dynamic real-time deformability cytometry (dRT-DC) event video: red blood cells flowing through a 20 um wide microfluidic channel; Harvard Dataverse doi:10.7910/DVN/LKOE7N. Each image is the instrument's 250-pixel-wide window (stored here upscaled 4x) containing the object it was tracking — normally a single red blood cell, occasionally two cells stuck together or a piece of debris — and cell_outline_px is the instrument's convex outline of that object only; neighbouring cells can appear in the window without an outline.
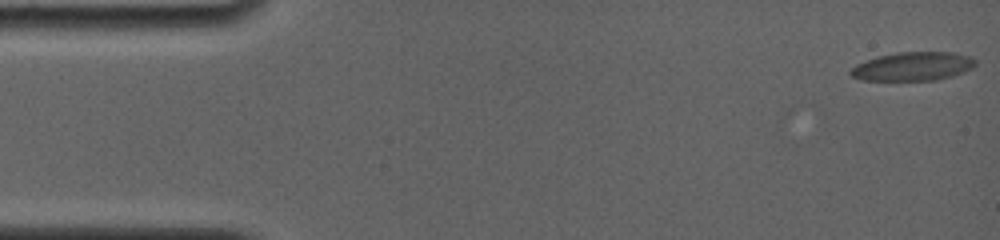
{"species": "common noctule bat (a hibernating species)", "species_latin": "Nyctalus noctula", "temperature_condition": "room temperature", "stored_images_in_passage": 24, "camera_frame_rate_fps": 4000, "um_per_image_px": 0.085, "animal": {"sex": "female", "body_mass_g": 19.0, "forearm_length_mm": 56.7}, "frame": {"image": 1, "passage_image": 1, "time_ms": 0.0, "image_size_px": [1000, 240], "cell_outline_px": [[976, 64], [960, 72], [936, 80], [860, 80], [852, 76], [848, 72], [856, 64], [880, 56], [896, 52], [952, 52], [968, 56], [976, 60]], "centroid_in_image_um": [77.54, 5.64], "position_along_channel_um": 7.5, "area_um2": 20.4}}
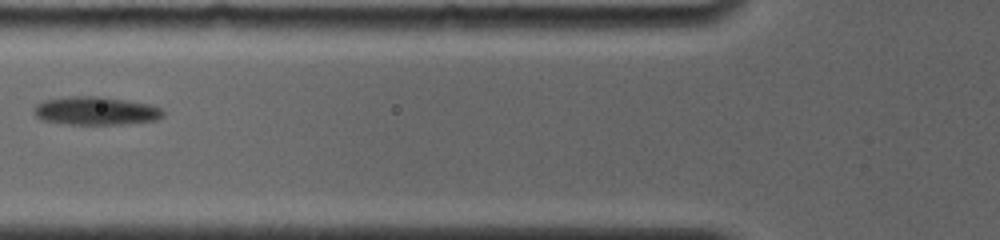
{"frame": {"image": 2, "passage_image": 17, "time_ms": 6.5, "image_size_px": [1000, 240], "cell_outline_px": [[164, 116], [156, 120], [116, 124], [68, 124], [40, 120], [36, 116], [36, 104], [44, 100], [68, 96], [104, 96], [148, 104], [160, 108], [164, 112]], "centroid_in_image_um": [8.13, 9.41], "position_along_channel_um": 117.7, "area_um2": 21.15}}